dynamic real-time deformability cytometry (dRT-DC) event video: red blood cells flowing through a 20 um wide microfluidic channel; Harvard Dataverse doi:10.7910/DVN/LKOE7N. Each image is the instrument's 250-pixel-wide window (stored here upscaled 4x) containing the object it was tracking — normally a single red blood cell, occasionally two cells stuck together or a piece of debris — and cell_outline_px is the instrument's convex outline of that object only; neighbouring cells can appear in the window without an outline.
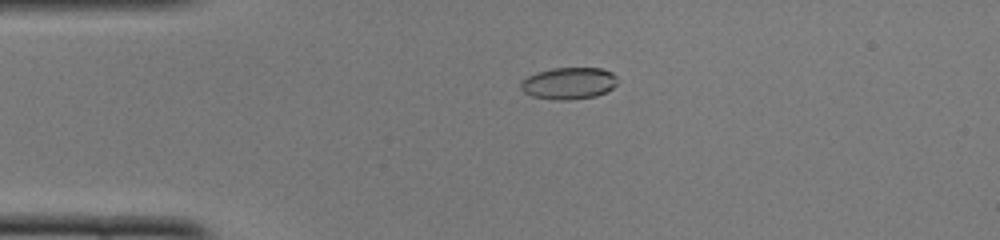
{"species": "common noctule bat (a hibernating species)", "species_latin": "Nyctalus noctula", "temperature_condition": "cold", "stored_images_in_passage": 50, "camera_frame_rate_fps": 3000, "um_per_image_px": 0.085, "animal": {"sex": "female", "body_mass_g": 22.0, "forearm_length_mm": 56.7}, "frame": {"image": 1, "passage_image": 11, "time_ms": 3.333, "image_size_px": [1000, 240], "cell_outline_px": [[616, 84], [612, 88], [596, 96], [568, 100], [552, 100], [532, 96], [524, 92], [520, 88], [520, 80], [536, 72], [552, 68], [600, 68], [612, 72], [616, 76]], "centroid_in_image_um": [48.3, 7.08], "position_along_channel_um": 36.7, "area_um2": 18.03}}
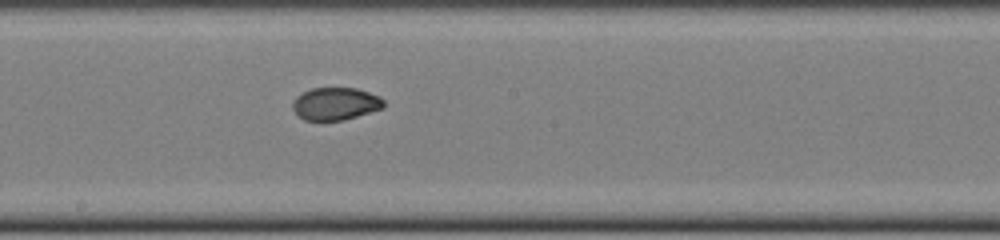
{"frame": {"image": 2, "passage_image": 27, "time_ms": 8.667, "image_size_px": [1000, 240], "cell_outline_px": [[384, 108], [344, 120], [304, 120], [296, 116], [292, 108], [292, 104], [296, 96], [312, 88], [356, 88], [380, 96], [384, 100]], "centroid_in_image_um": [28.51, 8.82], "position_along_channel_um": 219.7, "area_um2": 17.4}}
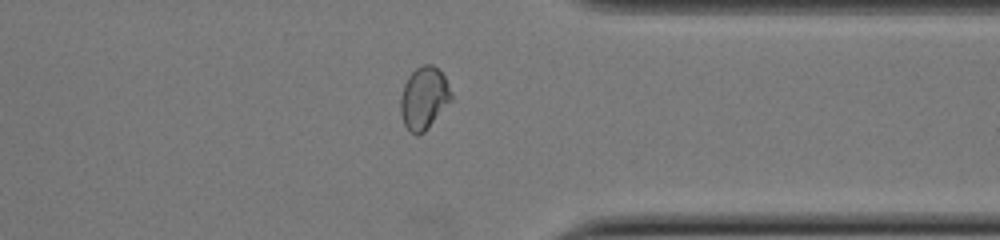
{"frame": {"image": 3, "passage_image": 39, "time_ms": 12.667, "image_size_px": [1000, 240], "cell_outline_px": [[452, 100], [424, 132], [416, 136], [404, 124], [400, 112], [400, 96], [404, 84], [408, 76], [416, 68], [424, 64], [432, 64], [444, 76], [452, 92]], "centroid_in_image_um": [36.03, 8.33], "position_along_channel_um": 375.4, "area_um2": 18.38}, "authors_computed_cell_mechanics": {"area_um2": 18.1492, "velocity_mm_per_s": 4.0049, "shape_relaxation_time_tau1_ms": 6.6448, "shape_relaxation_time_tau2_ms": 1.2501, "deformation_change_tau1": 0.1706, "deformation_change_tau2": 0.0274}}